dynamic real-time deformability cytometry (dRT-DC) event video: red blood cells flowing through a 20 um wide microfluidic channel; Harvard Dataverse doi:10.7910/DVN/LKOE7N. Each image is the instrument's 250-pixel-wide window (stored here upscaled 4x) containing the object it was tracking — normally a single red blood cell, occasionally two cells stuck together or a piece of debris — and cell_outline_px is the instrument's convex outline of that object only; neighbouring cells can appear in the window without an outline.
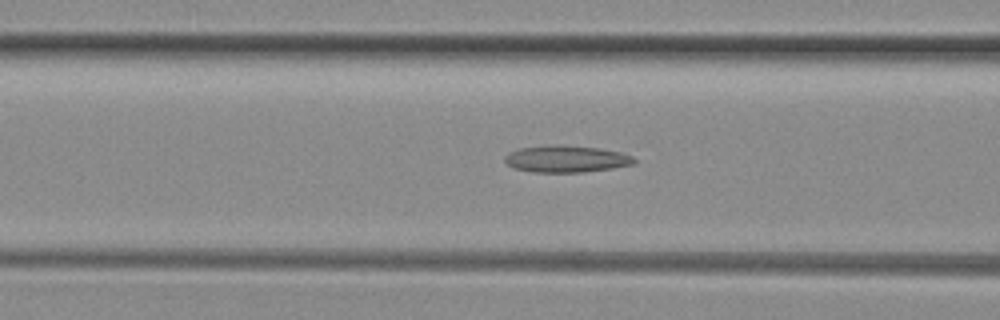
{"species": "common noctule bat (a hibernating species)", "species_latin": "Nyctalus noctula", "temperature_condition": "room temperature", "stored_images_in_passage": 49, "camera_frame_rate_fps": 3000, "um_per_image_px": 0.085, "animal": {"sex": "female", "body_mass_g": 29.2, "forearm_length_mm": 56.3}, "frame": {"image": 1, "passage_image": 19, "time_ms": 6.0, "image_size_px": [1000, 320], "cell_outline_px": [[636, 164], [612, 168], [580, 172], [532, 172], [512, 168], [504, 160], [504, 156], [508, 152], [520, 148], [596, 148], [620, 152], [632, 156], [636, 160]], "centroid_in_image_um": [48.14, 13.57], "position_along_channel_um": 118.5, "area_um2": 19.13}}
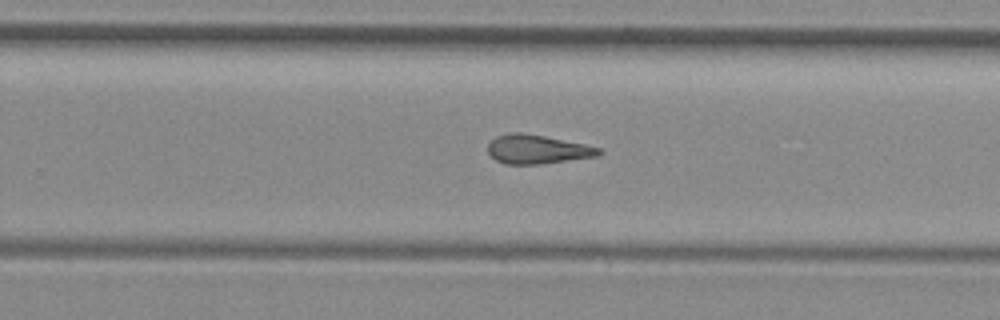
{"frame": {"image": 2, "passage_image": 31, "time_ms": 10.0, "image_size_px": [1000, 320], "cell_outline_px": [[604, 152], [596, 156], [540, 164], [504, 164], [496, 160], [488, 152], [488, 144], [496, 136], [512, 132], [520, 132], [544, 136], [584, 144], [600, 148]], "centroid_in_image_um": [45.65, 12.69], "position_along_channel_um": 284.1, "area_um2": 18.55}}
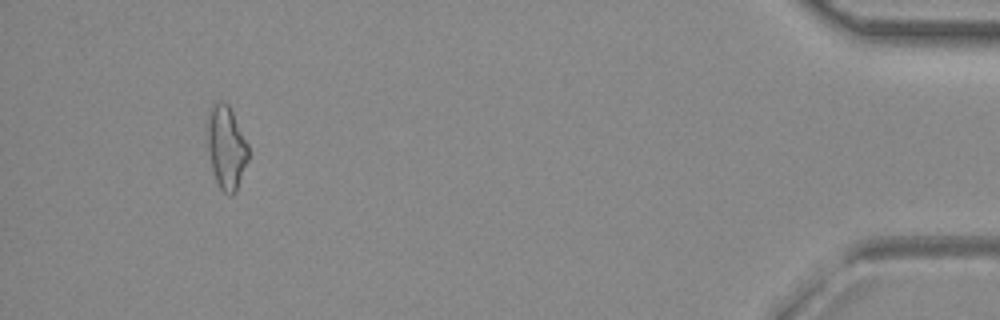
{"frame": {"image": 3, "passage_image": 46, "time_ms": 15.0, "image_size_px": [1000, 320], "cell_outline_px": [[248, 160], [236, 192], [232, 196], [228, 196], [220, 188], [216, 180], [212, 168], [208, 152], [208, 112], [212, 104], [216, 100], [224, 100], [228, 104], [248, 144]], "centroid_in_image_um": [19.24, 12.52], "position_along_channel_um": 416.0, "area_um2": 19.88}, "authors_computed_cell_mechanics": {"area_um2": 19.5942, "velocity_mm_per_s": 4.1485, "shape_relaxation_time_tau1_ms": null, "shape_relaxation_time_tau2_ms": 5.1887, "deformation_change_tau1": null, "deformation_change_tau2": 0.184}}